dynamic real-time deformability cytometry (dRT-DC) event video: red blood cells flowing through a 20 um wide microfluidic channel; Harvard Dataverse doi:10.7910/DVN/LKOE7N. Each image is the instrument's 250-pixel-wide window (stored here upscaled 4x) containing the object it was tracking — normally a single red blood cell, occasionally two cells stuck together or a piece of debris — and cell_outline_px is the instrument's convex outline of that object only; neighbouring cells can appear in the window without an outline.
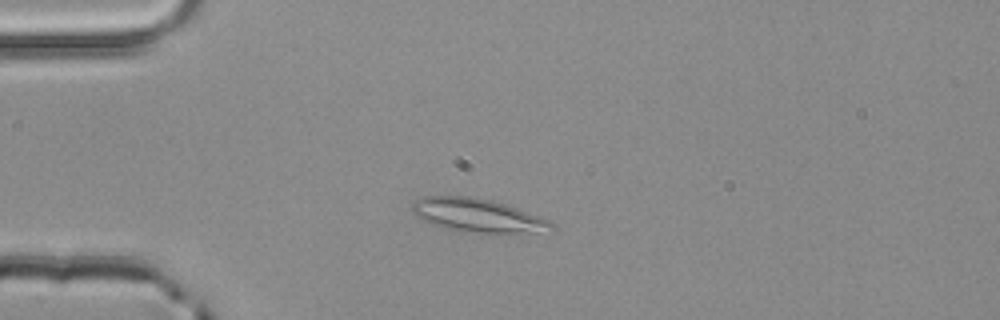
{"species": "common noctule bat (a hibernating species)", "species_latin": "Nyctalus noctula", "temperature_condition": "room temperature", "stored_images_in_passage": 2, "camera_frame_rate_fps": 3000, "um_per_image_px": 0.085, "animal": {"sex": "male", "body_mass_g": 20.4}, "frame": {"image": 1, "passage_image": 2, "time_ms": 0.333, "image_size_px": [1000, 320], "cell_outline_px": [[556, 228], [552, 232], [460, 232], [440, 228], [416, 216], [412, 212], [412, 204], [416, 200], [424, 196], [468, 196], [492, 200], [528, 212], [548, 220]], "centroid_in_image_um": [40.57, 18.31], "position_along_channel_um": 44.4, "area_um2": 27.11}}